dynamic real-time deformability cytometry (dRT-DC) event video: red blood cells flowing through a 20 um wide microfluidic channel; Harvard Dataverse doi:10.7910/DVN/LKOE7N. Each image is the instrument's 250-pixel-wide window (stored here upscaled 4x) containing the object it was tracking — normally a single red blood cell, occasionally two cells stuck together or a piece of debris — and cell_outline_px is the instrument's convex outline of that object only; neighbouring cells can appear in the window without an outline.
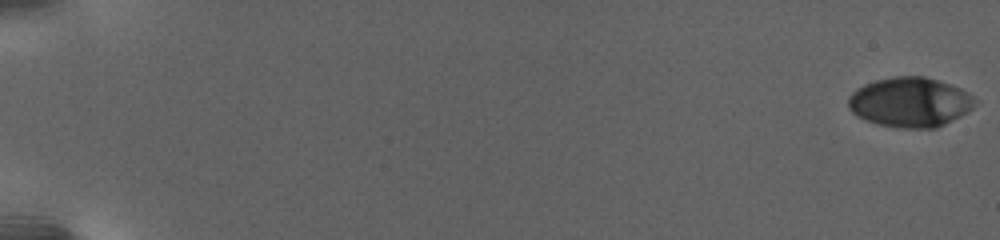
{"species": "human", "species_latin": "Homo sapiens", "temperature_condition": "warm", "stored_images_in_passage": 64, "camera_frame_rate_fps": 3000, "um_per_image_px": 0.085, "donor": {"sex": "female"}, "frame": {"image": 1, "passage_image": 1, "time_ms": 0.0, "image_size_px": [1000, 240], "cell_outline_px": [[976, 104], [968, 112], [936, 128], [900, 128], [880, 124], [856, 116], [848, 108], [848, 96], [856, 88], [864, 84], [876, 80], [892, 76], [924, 76], [940, 80], [960, 88], [968, 92], [976, 100]], "centroid_in_image_um": [77.35, 8.67], "position_along_channel_um": 7.7, "area_um2": 36.88}}
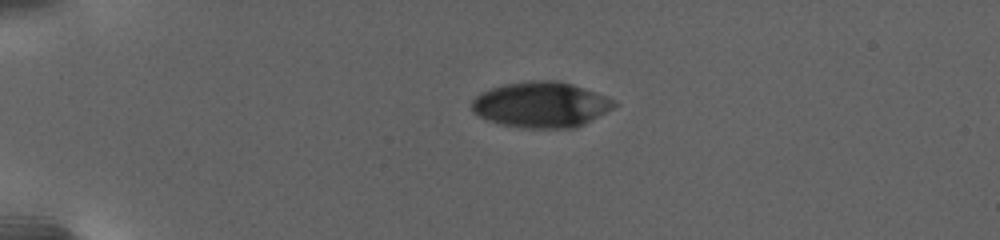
{"frame": {"image": 2, "passage_image": 40, "time_ms": 6.667, "image_size_px": [1000, 240], "cell_outline_px": [[620, 104], [584, 124], [572, 128], [524, 128], [500, 124], [488, 120], [472, 112], [472, 100], [480, 92], [504, 84], [528, 80], [556, 80], [572, 84], [608, 96], [616, 100]], "centroid_in_image_um": [46.01, 8.89], "position_along_channel_um": 39.0, "area_um2": 38.09}}
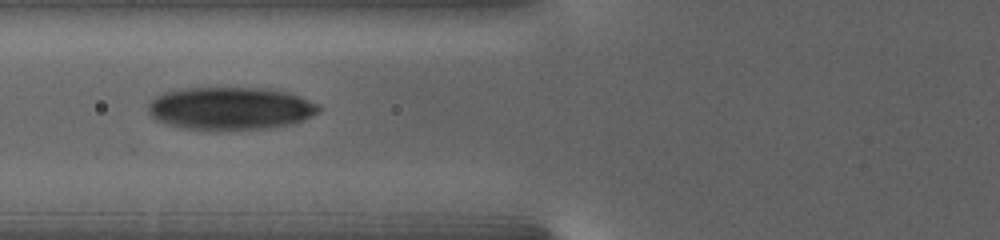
{"frame": {"image": 3, "passage_image": 63, "time_ms": 11.333, "image_size_px": [1000, 240], "cell_outline_px": [[324, 108], [320, 112], [304, 120], [292, 124], [264, 128], [180, 128], [156, 120], [148, 112], [148, 104], [156, 96], [164, 92], [180, 88], [268, 88], [288, 92], [320, 104]], "centroid_in_image_um": [19.62, 9.18], "position_along_channel_um": 106.2, "area_um2": 42.25}}